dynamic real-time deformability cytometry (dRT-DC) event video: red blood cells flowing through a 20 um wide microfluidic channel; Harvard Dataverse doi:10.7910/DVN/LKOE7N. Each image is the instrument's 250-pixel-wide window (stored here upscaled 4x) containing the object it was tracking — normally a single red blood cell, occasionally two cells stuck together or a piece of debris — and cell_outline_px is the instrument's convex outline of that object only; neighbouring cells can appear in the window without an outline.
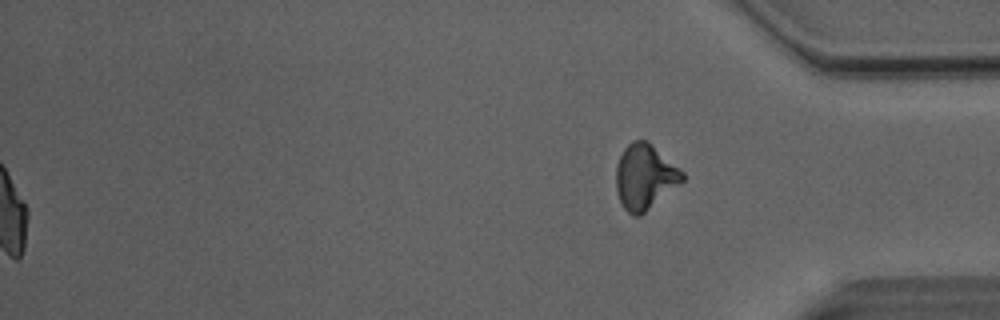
{"species": "Egyptian fruit bat (a non-hibernating species)", "species_latin": "Rousettus aegyptiacus", "temperature_condition": "room temperature", "stored_images_in_passage": 41, "segment_of_instrument_passage": [2, 2], "camera_frame_rate_fps": 3000, "um_per_image_px": 0.085, "animal": {"sex": "male"}, "frame": {"image": 1, "passage_image": 41, "time_ms": 13.333, "image_size_px": [1000, 320], "cell_outline_px": [[684, 180], [640, 216], [632, 216], [624, 208], [620, 200], [616, 188], [616, 168], [620, 156], [624, 148], [632, 140], [648, 140], [680, 168], [684, 172]], "centroid_in_image_um": [54.81, 15.01], "position_along_channel_um": 380.4, "area_um2": 25.09}}